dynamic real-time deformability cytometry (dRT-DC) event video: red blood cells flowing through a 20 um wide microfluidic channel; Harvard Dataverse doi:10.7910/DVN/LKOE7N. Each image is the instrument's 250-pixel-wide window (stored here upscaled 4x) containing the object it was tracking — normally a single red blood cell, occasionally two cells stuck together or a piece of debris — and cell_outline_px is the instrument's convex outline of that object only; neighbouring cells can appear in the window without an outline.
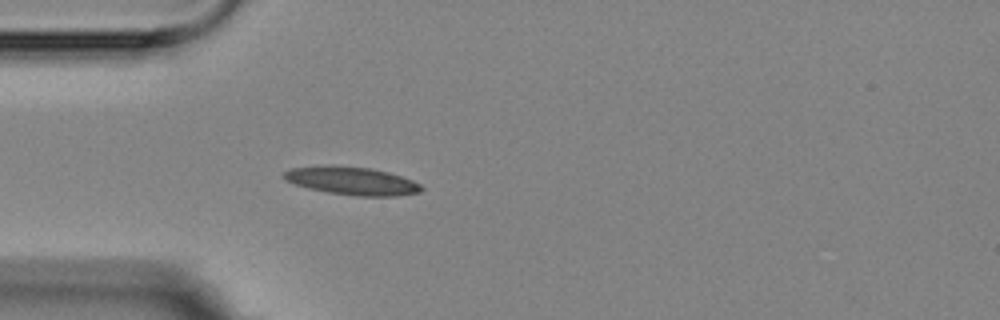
{"species": "Egyptian fruit bat (a non-hibernating species)", "species_latin": "Rousettus aegyptiacus", "temperature_condition": "room temperature", "stored_images_in_passage": 3, "camera_frame_rate_fps": 3000, "um_per_image_px": 0.085, "animal": {"sex": "female"}, "frame": {"image": 1, "passage_image": 3, "time_ms": 2.333, "image_size_px": [1000, 320], "cell_outline_px": [[424, 188], [420, 192], [396, 196], [356, 196], [328, 192], [308, 188], [284, 180], [284, 172], [288, 168], [328, 164], [336, 164], [372, 168], [388, 172], [412, 180], [420, 184]], "centroid_in_image_um": [29.88, 15.35], "position_along_channel_um": 55.1, "area_um2": 22.77}}